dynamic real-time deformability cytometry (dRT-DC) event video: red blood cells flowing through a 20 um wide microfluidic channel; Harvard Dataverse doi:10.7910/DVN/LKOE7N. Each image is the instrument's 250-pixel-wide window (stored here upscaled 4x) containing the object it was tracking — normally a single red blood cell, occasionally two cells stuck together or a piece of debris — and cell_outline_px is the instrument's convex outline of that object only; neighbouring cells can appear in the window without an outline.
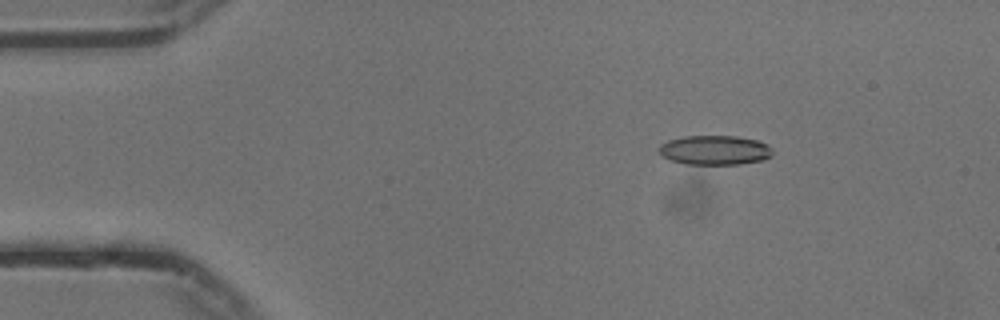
{"species": "common noctule bat (a hibernating species)", "species_latin": "Nyctalus noctula", "temperature_condition": "cold", "stored_images_in_passage": 54, "camera_frame_rate_fps": 3000, "um_per_image_px": 0.085, "animal": {"sex": "male", "body_mass_g": 13.3}, "frame": {"image": 1, "passage_image": 8, "time_ms": 2.333, "image_size_px": [1000, 320], "cell_outline_px": [[772, 156], [764, 160], [740, 164], [688, 164], [672, 160], [664, 156], [660, 152], [660, 144], [668, 140], [684, 136], [736, 136], [756, 140], [768, 144], [772, 148]], "centroid_in_image_um": [60.81, 12.76], "position_along_channel_um": 24.2, "area_um2": 19.42}}
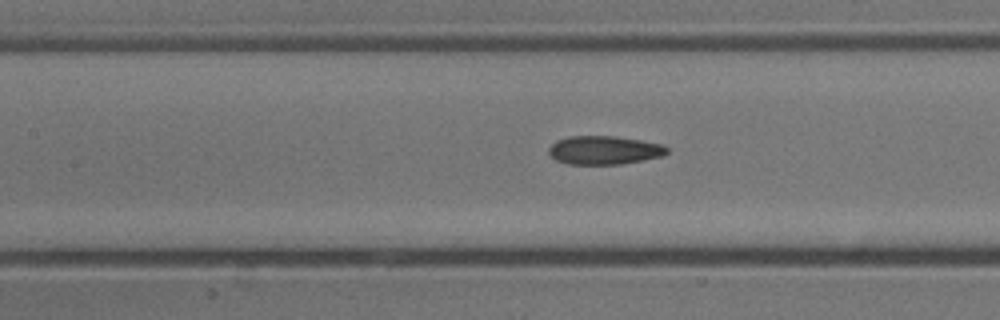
{"frame": {"image": 2, "passage_image": 24, "time_ms": 7.667, "image_size_px": [1000, 320], "cell_outline_px": [[668, 152], [664, 156], [620, 164], [568, 164], [556, 160], [548, 152], [548, 148], [556, 140], [568, 136], [616, 136], [664, 144], [668, 148]], "centroid_in_image_um": [51.37, 12.76], "position_along_channel_um": 156.0, "area_um2": 19.77}}
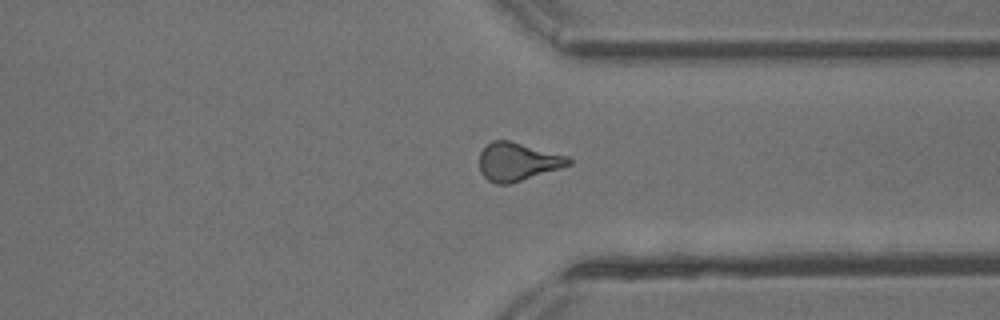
{"frame": {"image": 3, "passage_image": 41, "time_ms": 13.333, "image_size_px": [1000, 320], "cell_outline_px": [[572, 164], [560, 168], [508, 184], [496, 184], [488, 180], [480, 172], [480, 152], [492, 140], [508, 140], [568, 156], [572, 160]], "centroid_in_image_um": [43.99, 13.74], "position_along_channel_um": 367.4, "area_um2": 19.59}, "authors_computed_cell_mechanics": {"area_um2": 19.6231, "velocity_mm_per_s": 3.7585, "shape_relaxation_time_tau1_ms": null, "shape_relaxation_time_tau2_ms": 2.8816, "deformation_change_tau1": null, "deformation_change_tau2": 0.0936}}